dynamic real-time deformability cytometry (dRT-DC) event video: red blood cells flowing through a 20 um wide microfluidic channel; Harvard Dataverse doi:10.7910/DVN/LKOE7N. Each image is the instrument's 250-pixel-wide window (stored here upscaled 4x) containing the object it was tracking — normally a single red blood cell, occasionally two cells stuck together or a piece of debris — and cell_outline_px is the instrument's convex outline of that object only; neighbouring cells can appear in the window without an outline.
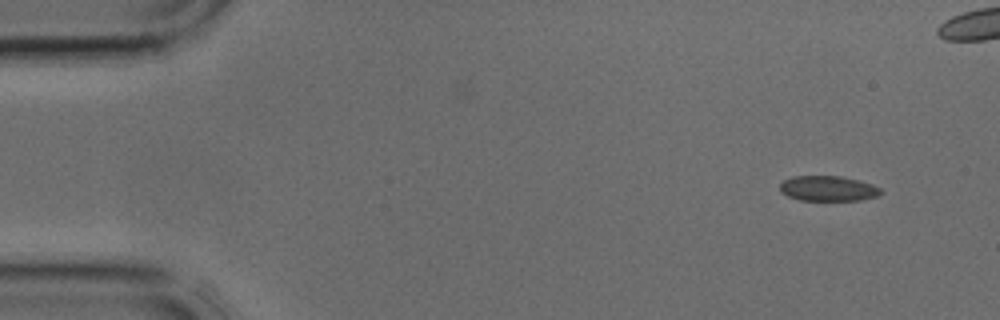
{"species": "common noctule bat (a hibernating species)", "species_latin": "Nyctalus noctula", "temperature_condition": "cold", "stored_images_in_passage": 4, "camera_frame_rate_fps": 3000, "um_per_image_px": 0.085, "animal": {"sex": "male", "body_mass_g": 17.9, "forearm_length_mm": 54.2}, "frame": {"image": 1, "passage_image": 1, "time_ms": 0.0, "image_size_px": [1000, 320], "cell_outline_px": [[884, 192], [880, 196], [860, 200], [800, 200], [788, 196], [780, 192], [780, 184], [784, 180], [792, 176], [840, 176], [872, 184], [880, 188]], "centroid_in_image_um": [70.4, 16.02], "position_along_channel_um": 14.6, "area_um2": 14.85}}